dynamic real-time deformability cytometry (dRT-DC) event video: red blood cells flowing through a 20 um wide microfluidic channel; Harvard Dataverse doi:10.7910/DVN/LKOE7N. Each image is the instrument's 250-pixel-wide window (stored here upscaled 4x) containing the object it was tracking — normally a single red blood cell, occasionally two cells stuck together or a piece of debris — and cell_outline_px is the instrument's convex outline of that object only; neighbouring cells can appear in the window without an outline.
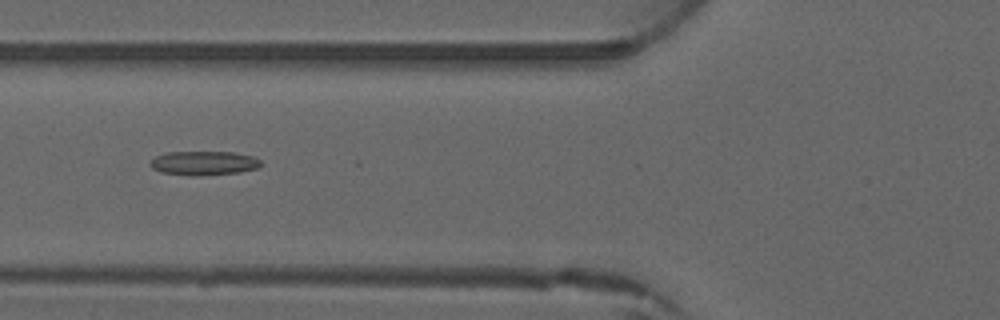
{"species": "common noctule bat (a hibernating species)", "species_latin": "Nyctalus noctula", "temperature_condition": "warm", "stored_images_in_passage": 4, "camera_frame_rate_fps": 3000, "um_per_image_px": 0.085, "animal": {"sex": "male", "forearm_length_mm": 52.5}, "frame": {"image": 1, "passage_image": 3, "time_ms": 2.333, "image_size_px": [1000, 320], "cell_outline_px": [[260, 164], [256, 168], [240, 172], [200, 176], [188, 176], [160, 172], [152, 168], [148, 164], [148, 160], [164, 152], [236, 152], [252, 156], [260, 160]], "centroid_in_image_um": [17.24, 13.87], "position_along_channel_um": 108.6, "area_um2": 15.78}}
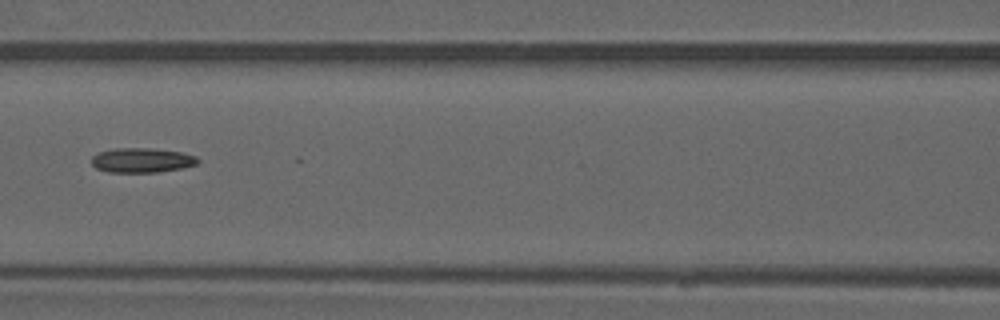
{"frame": {"image": 2, "passage_image": 4, "time_ms": 3.333, "image_size_px": [1000, 320], "cell_outline_px": [[200, 160], [196, 164], [180, 168], [156, 172], [108, 172], [96, 168], [92, 164], [92, 156], [100, 152], [116, 148], [148, 148], [180, 152], [196, 156]], "centroid_in_image_um": [12.04, 13.62], "position_along_channel_um": 154.6, "area_um2": 15.03}}